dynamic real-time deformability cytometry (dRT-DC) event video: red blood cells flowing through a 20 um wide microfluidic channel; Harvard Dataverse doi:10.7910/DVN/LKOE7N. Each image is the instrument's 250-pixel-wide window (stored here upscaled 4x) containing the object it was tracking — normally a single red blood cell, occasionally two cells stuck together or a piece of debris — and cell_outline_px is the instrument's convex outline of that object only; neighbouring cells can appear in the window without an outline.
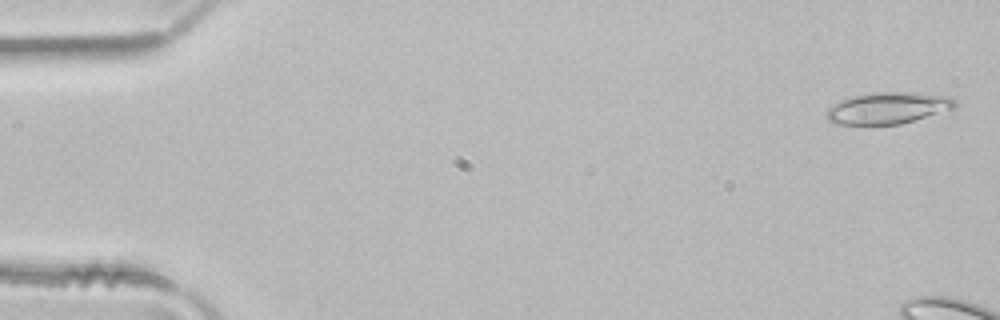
{"species": "common noctule bat (a hibernating species)", "species_latin": "Nyctalus noctula", "temperature_condition": "room temperature", "stored_images_in_passage": 4, "camera_frame_rate_fps": 3000, "um_per_image_px": 0.085, "animal": {"sex": "male", "body_mass_g": 21.5, "forearm_length_mm": 52.0}, "frame": {"image": 1, "passage_image": 1, "time_ms": 0.0, "image_size_px": [1000, 320], "cell_outline_px": [[956, 108], [900, 124], [872, 128], [864, 128], [836, 124], [828, 120], [824, 116], [824, 112], [832, 104], [840, 100], [852, 96], [876, 92], [920, 92], [948, 96], [956, 104]], "centroid_in_image_um": [75.36, 9.24], "position_along_channel_um": 9.6, "area_um2": 24.8}}